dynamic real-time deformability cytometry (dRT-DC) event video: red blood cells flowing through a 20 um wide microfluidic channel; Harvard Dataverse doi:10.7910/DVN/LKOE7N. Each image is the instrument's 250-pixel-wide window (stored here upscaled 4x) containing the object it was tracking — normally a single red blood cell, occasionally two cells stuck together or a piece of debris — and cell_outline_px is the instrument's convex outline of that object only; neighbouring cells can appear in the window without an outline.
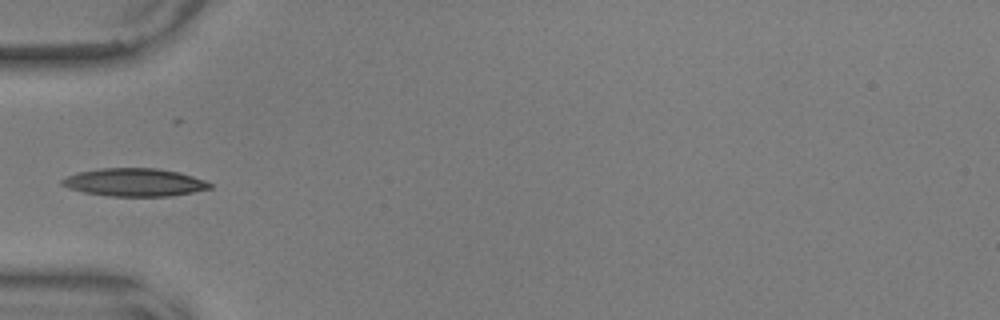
{"species": "common noctule bat (a hibernating species)", "species_latin": "Nyctalus noctula", "temperature_condition": "warm", "stored_images_in_passage": 38, "camera_frame_rate_fps": 3000, "um_per_image_px": 0.085, "animal": {"sex": "male", "body_mass_g": 17.9, "forearm_length_mm": 54.2}, "frame": {"image": 1, "passage_image": 1, "time_ms": 0.0, "image_size_px": [1000, 320], "cell_outline_px": [[212, 188], [172, 196], [108, 196], [84, 192], [68, 188], [60, 184], [60, 180], [68, 176], [80, 172], [100, 168], [156, 168], [176, 172], [192, 176], [204, 180], [212, 184]], "centroid_in_image_um": [11.42, 15.5], "position_along_channel_um": 73.6, "area_um2": 23.93}}
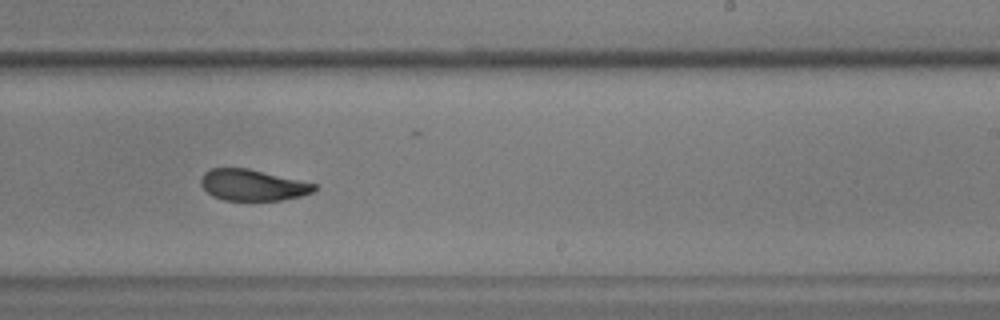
{"frame": {"image": 2, "passage_image": 17, "time_ms": 5.333, "image_size_px": [1000, 320], "cell_outline_px": [[316, 192], [300, 196], [280, 200], [224, 200], [212, 196], [200, 184], [200, 176], [204, 172], [212, 168], [248, 168], [316, 184]], "centroid_in_image_um": [21.45, 15.73], "position_along_channel_um": 267.5, "area_um2": 20.58}, "authors_computed_cell_mechanics": {"area_um2": 22.1374, "velocity_mm_per_s": 3.6268, "shape_relaxation_time_tau1_ms": 10.2981, "shape_relaxation_time_tau2_ms": 2.2635, "deformation_change_tau1": 0.2314, "deformation_change_tau2": 0.0814}}